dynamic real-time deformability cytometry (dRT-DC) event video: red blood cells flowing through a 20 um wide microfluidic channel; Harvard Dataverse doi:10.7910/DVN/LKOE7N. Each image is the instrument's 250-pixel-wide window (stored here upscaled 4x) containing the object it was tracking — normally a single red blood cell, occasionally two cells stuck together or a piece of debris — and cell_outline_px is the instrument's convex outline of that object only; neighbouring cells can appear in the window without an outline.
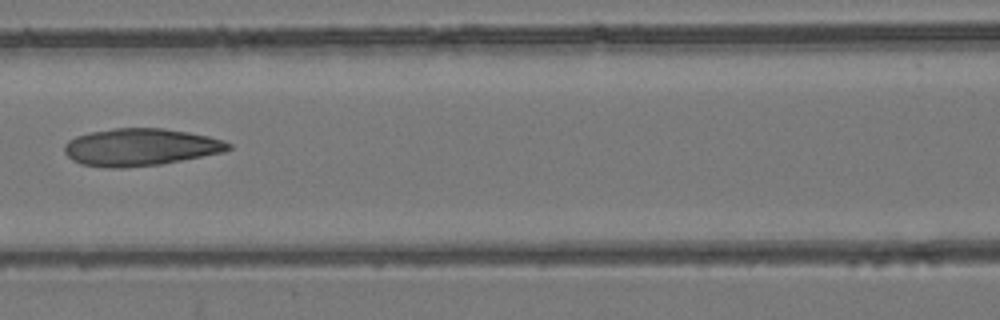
{"species": "common noctule bat (a hibernating species)", "species_latin": "Nyctalus noctula", "temperature_condition": "room temperature", "stored_images_in_passage": 5, "camera_frame_rate_fps": 3000, "um_per_image_px": 0.085, "animal": {"sex": "female", "body_mass_g": 24.6, "forearm_length_mm": 56.2}, "frame": {"image": 1, "passage_image": 5, "time_ms": 5.333, "image_size_px": [1000, 320], "cell_outline_px": [[232, 148], [224, 152], [160, 164], [124, 168], [108, 168], [80, 164], [72, 160], [64, 152], [64, 144], [68, 140], [76, 136], [92, 132], [112, 128], [164, 128], [188, 132], [208, 136], [224, 140], [232, 144]], "centroid_in_image_um": [11.93, 12.51], "position_along_channel_um": 154.7, "area_um2": 35.78}}